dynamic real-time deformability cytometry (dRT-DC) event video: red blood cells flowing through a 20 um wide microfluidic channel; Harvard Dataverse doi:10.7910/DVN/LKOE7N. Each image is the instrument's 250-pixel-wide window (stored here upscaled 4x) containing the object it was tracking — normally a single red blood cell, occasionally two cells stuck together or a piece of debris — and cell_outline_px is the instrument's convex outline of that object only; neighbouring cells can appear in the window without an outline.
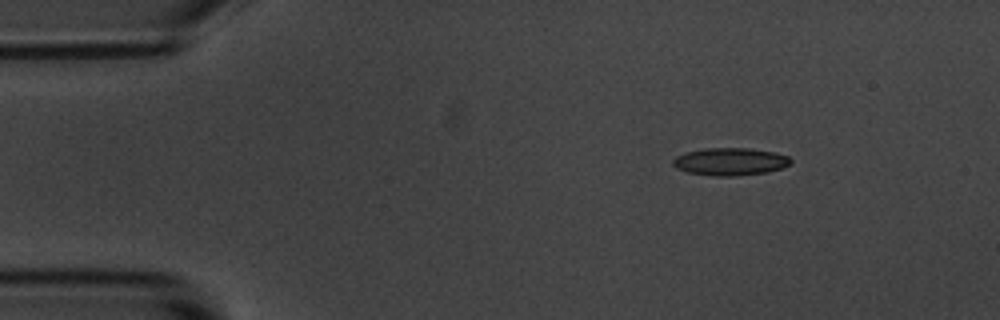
{"species": "common noctule bat (a hibernating species)", "species_latin": "Nyctalus noctula", "temperature_condition": "room temperature", "stored_images_in_passage": 5, "camera_frame_rate_fps": 3000, "um_per_image_px": 0.085, "animal": {"sex": "male", "body_mass_g": 20.1, "forearm_length_mm": 53.5}, "frame": {"image": 1, "passage_image": 2, "time_ms": 2.0, "image_size_px": [1000, 320], "cell_outline_px": [[792, 160], [788, 164], [780, 168], [768, 172], [736, 176], [712, 176], [688, 172], [676, 168], [672, 164], [672, 160], [676, 156], [688, 152], [704, 148], [752, 148], [776, 152], [788, 156]], "centroid_in_image_um": [62.06, 13.73], "position_along_channel_um": 22.9, "area_um2": 18.96}}
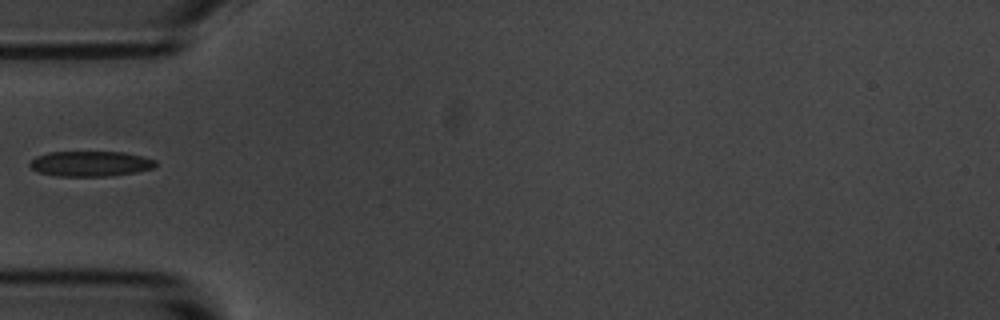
{"frame": {"image": 2, "passage_image": 5, "time_ms": 5.333, "image_size_px": [1000, 320], "cell_outline_px": [[156, 164], [152, 168], [136, 172], [108, 176], [56, 176], [40, 172], [32, 168], [28, 164], [36, 156], [48, 152], [124, 152], [144, 156], [156, 160]], "centroid_in_image_um": [7.7, 13.91], "position_along_channel_um": 77.3, "area_um2": 18.5}}